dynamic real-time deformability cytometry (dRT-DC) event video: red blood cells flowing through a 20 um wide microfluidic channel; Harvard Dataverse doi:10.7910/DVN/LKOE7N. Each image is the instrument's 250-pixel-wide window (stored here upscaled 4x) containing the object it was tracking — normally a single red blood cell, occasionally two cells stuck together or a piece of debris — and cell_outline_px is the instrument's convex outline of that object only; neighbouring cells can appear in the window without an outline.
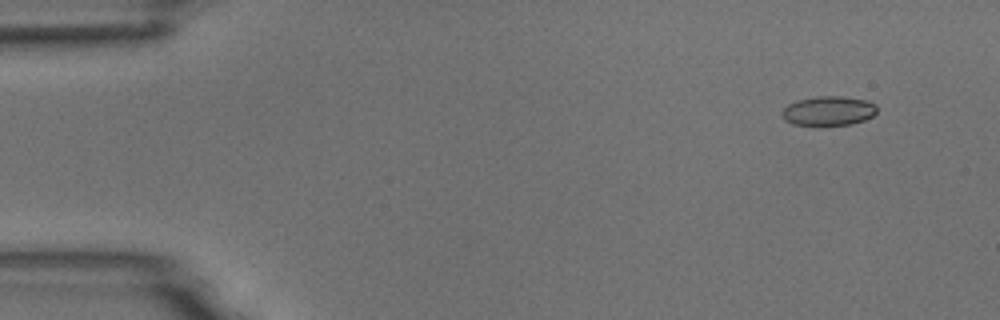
{"species": "common noctule bat (a hibernating species)", "species_latin": "Nyctalus noctula", "temperature_condition": "room temperature", "stored_images_in_passage": 5, "camera_frame_rate_fps": 3000, "um_per_image_px": 0.085, "animal": {"sex": "male", "body_mass_g": 18.8}, "frame": {"image": 1, "passage_image": 2, "time_ms": 1.333, "image_size_px": [1000, 320], "cell_outline_px": [[876, 112], [872, 116], [864, 120], [852, 124], [820, 128], [816, 128], [792, 124], [784, 120], [780, 112], [788, 104], [796, 100], [816, 96], [844, 96], [868, 100], [876, 104]], "centroid_in_image_um": [70.38, 9.46], "position_along_channel_um": 14.6, "area_um2": 17.17}}